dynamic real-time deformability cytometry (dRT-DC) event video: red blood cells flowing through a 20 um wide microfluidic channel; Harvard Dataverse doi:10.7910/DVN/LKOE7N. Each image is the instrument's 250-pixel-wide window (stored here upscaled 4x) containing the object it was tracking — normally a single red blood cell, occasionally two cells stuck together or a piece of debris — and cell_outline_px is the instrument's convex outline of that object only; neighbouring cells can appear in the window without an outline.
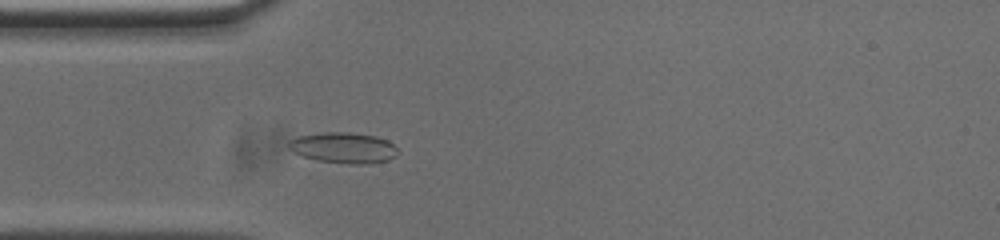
{"species": "common noctule bat (a hibernating species)", "species_latin": "Nyctalus noctula", "temperature_condition": "cold", "stored_images_in_passage": 40, "camera_frame_rate_fps": 3000, "um_per_image_px": 0.085, "animal": {"sex": "male", "body_mass_g": 20.0, "forearm_length_mm": 53.3}, "frame": {"image": 1, "passage_image": 1, "time_ms": 0.0, "image_size_px": [1000, 240], "cell_outline_px": [[400, 152], [396, 156], [388, 160], [368, 164], [348, 164], [316, 160], [300, 156], [292, 152], [288, 148], [288, 140], [296, 136], [324, 132], [348, 132], [376, 136], [388, 140]], "centroid_in_image_um": [29.17, 12.56], "position_along_channel_um": 55.8, "area_um2": 19.94}}
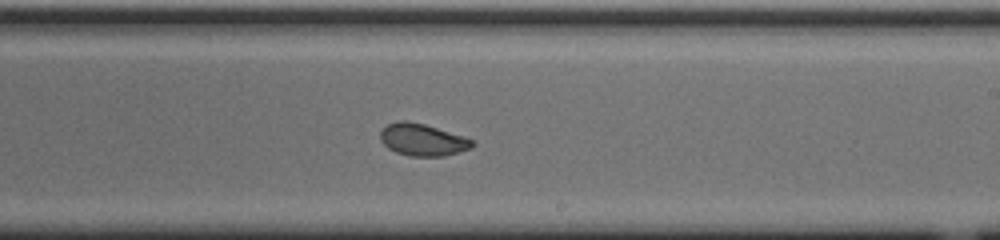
{"frame": {"image": 2, "passage_image": 17, "time_ms": 5.333, "image_size_px": [1000, 240], "cell_outline_px": [[476, 144], [472, 148], [444, 156], [412, 156], [396, 152], [388, 148], [380, 140], [380, 132], [388, 124], [400, 120], [404, 120], [424, 124], [464, 136], [472, 140]], "centroid_in_image_um": [35.93, 11.88], "position_along_channel_um": 253.1, "area_um2": 17.11}}
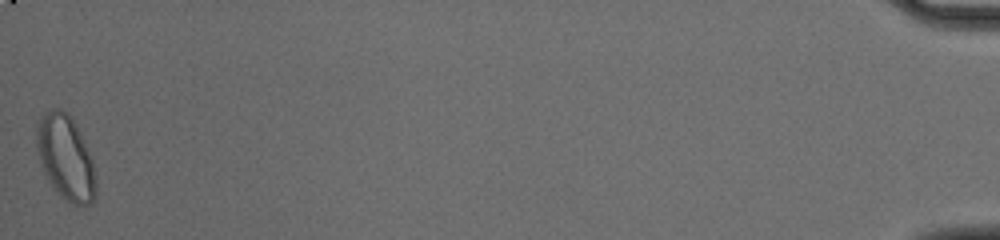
{"frame": {"image": 3, "passage_image": 40, "time_ms": 13.0, "image_size_px": [1000, 240], "cell_outline_px": [[96, 196], [88, 204], [72, 204], [60, 196], [48, 180], [40, 164], [36, 148], [36, 124], [40, 116], [52, 108], [60, 108], [68, 112], [72, 116], [80, 132], [92, 160], [96, 176]], "centroid_in_image_um": [5.56, 13.35], "position_along_channel_um": 429.6, "area_um2": 29.48}, "authors_computed_cell_mechanics": {"area_um2": 17.5134, "velocity_mm_per_s": 3.7243, "shape_relaxation_time_tau1_ms": 4.0586, "shape_relaxation_time_tau2_ms": 1.5978, "deformation_change_tau1": 0.1477, "deformation_change_tau2": 0.0608}}